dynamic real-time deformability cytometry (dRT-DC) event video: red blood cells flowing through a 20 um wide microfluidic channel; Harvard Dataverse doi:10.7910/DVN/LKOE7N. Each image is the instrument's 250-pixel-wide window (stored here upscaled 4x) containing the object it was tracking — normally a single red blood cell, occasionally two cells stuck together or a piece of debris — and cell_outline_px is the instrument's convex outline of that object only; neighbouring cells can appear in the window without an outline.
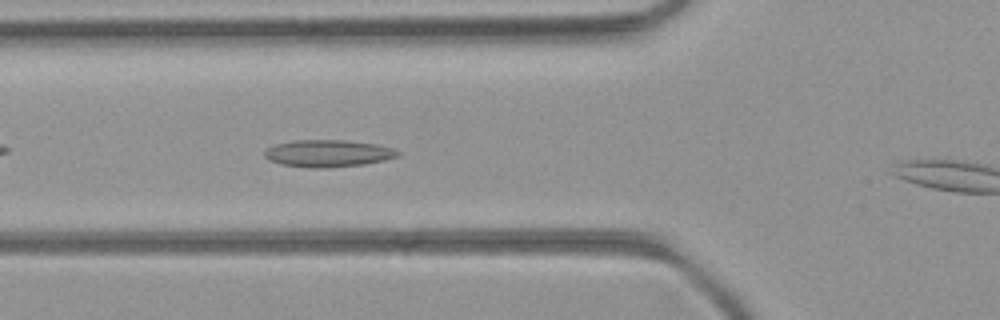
{"species": "common noctule bat (a hibernating species)", "species_latin": "Nyctalus noctula", "temperature_condition": "room temperature", "stored_images_in_passage": 6, "camera_frame_rate_fps": 3000, "um_per_image_px": 0.085, "animal": {"sex": "female", "body_mass_g": 21.9}, "frame": {"image": 1, "passage_image": 5, "time_ms": 1.333, "image_size_px": [1000, 320], "cell_outline_px": [[400, 156], [384, 160], [364, 164], [324, 168], [312, 168], [280, 164], [268, 160], [264, 156], [264, 152], [268, 148], [276, 144], [292, 140], [344, 140], [376, 144], [392, 148], [400, 152]], "centroid_in_image_um": [27.87, 13.04], "position_along_channel_um": 97.9, "area_um2": 21.04}}